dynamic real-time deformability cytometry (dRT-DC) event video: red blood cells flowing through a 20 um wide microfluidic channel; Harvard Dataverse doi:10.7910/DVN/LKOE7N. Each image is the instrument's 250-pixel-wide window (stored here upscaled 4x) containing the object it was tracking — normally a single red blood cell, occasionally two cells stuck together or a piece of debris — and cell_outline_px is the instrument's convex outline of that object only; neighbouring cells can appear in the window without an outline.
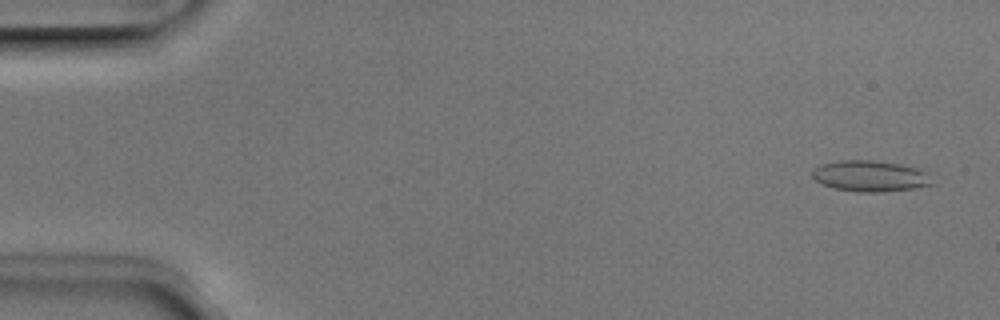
{"species": "Egyptian fruit bat (a non-hibernating species)", "species_latin": "Rousettus aegyptiacus", "temperature_condition": "room temperature", "stored_images_in_passage": 51, "camera_frame_rate_fps": 3000, "um_per_image_px": 0.085, "animal": {"sex": "male"}, "frame": {"image": 1, "passage_image": 3, "time_ms": 0.667, "image_size_px": [1000, 320], "cell_outline_px": [[936, 184], [916, 188], [884, 192], [856, 192], [832, 188], [816, 180], [812, 176], [812, 172], [820, 164], [840, 160], [872, 160], [900, 164], [924, 168], [928, 172]], "centroid_in_image_um": [74.06, 14.97], "position_along_channel_um": 10.9, "area_um2": 22.14}}
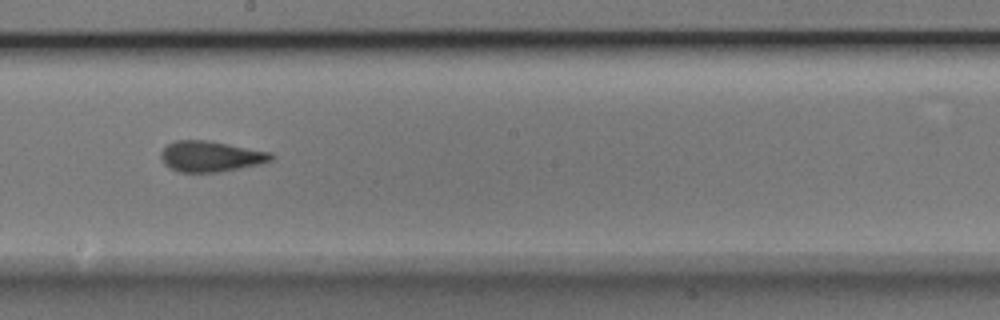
{"frame": {"image": 2, "passage_image": 29, "time_ms": 9.333, "image_size_px": [1000, 320], "cell_outline_px": [[276, 156], [272, 160], [260, 164], [240, 168], [216, 172], [180, 172], [164, 164], [160, 156], [160, 152], [168, 144], [176, 140], [208, 140], [272, 152]], "centroid_in_image_um": [17.93, 13.28], "position_along_channel_um": 230.3, "area_um2": 19.77}}
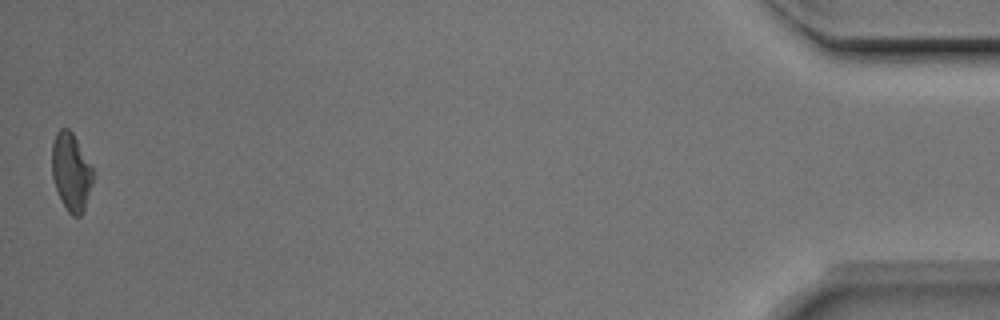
{"frame": {"image": 3, "passage_image": 51, "time_ms": 16.667, "image_size_px": [1000, 320], "cell_outline_px": [[92, 184], [84, 212], [80, 216], [72, 216], [68, 212], [56, 188], [52, 176], [52, 140], [56, 132], [60, 128], [68, 128], [72, 132], [92, 164]], "centroid_in_image_um": [6.05, 14.59], "position_along_channel_um": 429.2, "area_um2": 18.67}, "authors_computed_cell_mechanics": {"area_um2": 19.7676, "velocity_mm_per_s": 3.9942, "shape_relaxation_time_tau1_ms": 10.9749, "shape_relaxation_time_tau2_ms": 1.6302, "deformation_change_tau1": 0.2015, "deformation_change_tau2": 0.066}}